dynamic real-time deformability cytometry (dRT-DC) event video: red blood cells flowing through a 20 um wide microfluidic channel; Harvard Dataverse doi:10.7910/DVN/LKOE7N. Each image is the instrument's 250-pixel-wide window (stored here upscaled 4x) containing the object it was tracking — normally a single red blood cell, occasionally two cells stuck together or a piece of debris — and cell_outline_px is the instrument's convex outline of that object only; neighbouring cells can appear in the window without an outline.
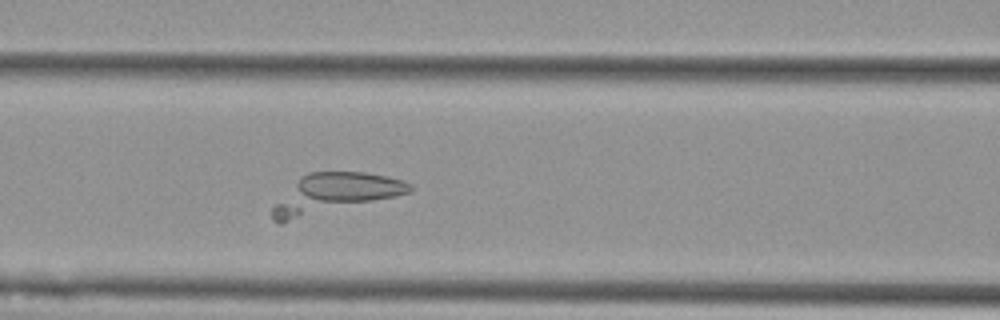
{"species": "Egyptian fruit bat (a non-hibernating species)", "species_latin": "Rousettus aegyptiacus", "temperature_condition": "cold", "stored_images_in_passage": 7, "camera_frame_rate_fps": 3000, "um_per_image_px": 0.085, "animal": {"sex": "female"}, "frame": {"image": 1, "passage_image": 7, "time_ms": 2.0, "image_size_px": [1000, 320], "cell_outline_px": [[412, 192], [284, 224], [280, 224], [272, 220], [272, 208], [308, 172], [364, 172], [388, 176], [404, 180], [412, 184]], "centroid_in_image_um": [28.49, 16.48], "position_along_channel_um": 138.1, "area_um2": 31.39}}